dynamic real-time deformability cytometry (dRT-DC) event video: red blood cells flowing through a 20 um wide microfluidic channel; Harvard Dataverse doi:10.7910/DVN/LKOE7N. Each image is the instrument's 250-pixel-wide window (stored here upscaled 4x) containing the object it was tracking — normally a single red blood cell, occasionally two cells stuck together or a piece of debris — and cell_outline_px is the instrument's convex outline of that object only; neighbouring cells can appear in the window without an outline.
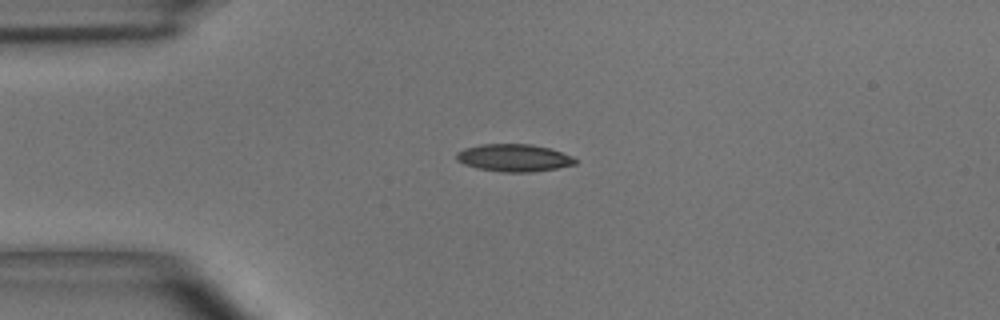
{"species": "common noctule bat (a hibernating species)", "species_latin": "Nyctalus noctula", "temperature_condition": "room temperature", "stored_images_in_passage": 43, "camera_frame_rate_fps": 3000, "um_per_image_px": 0.085, "animal": {"sex": "male", "body_mass_g": 15.6}, "frame": {"image": 1, "passage_image": 5, "time_ms": 1.333, "image_size_px": [1000, 320], "cell_outline_px": [[576, 164], [556, 168], [528, 172], [504, 172], [476, 168], [464, 164], [456, 160], [456, 152], [464, 148], [480, 144], [532, 144], [548, 148], [572, 156], [576, 160]], "centroid_in_image_um": [43.63, 13.41], "position_along_channel_um": 41.4, "area_um2": 18.9}}
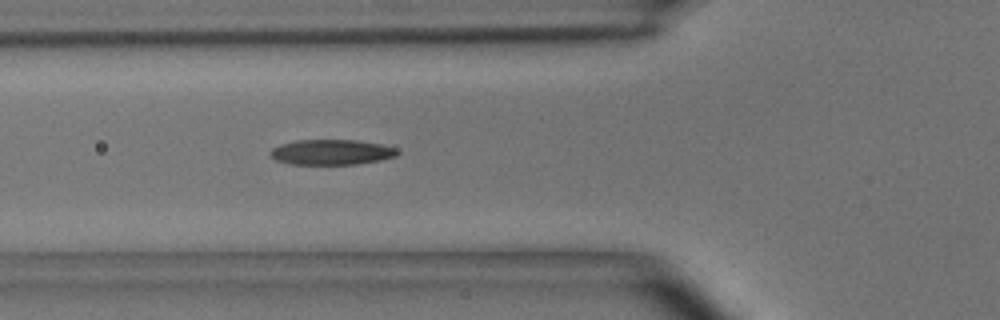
{"frame": {"image": 2, "passage_image": 11, "time_ms": 3.333, "image_size_px": [1000, 320], "cell_outline_px": [[400, 152], [396, 156], [380, 160], [356, 164], [288, 164], [276, 160], [268, 156], [268, 152], [272, 148], [280, 144], [296, 140], [360, 140], [380, 144], [396, 148]], "centroid_in_image_um": [28.14, 12.93], "position_along_channel_um": 97.7, "area_um2": 18.9}}
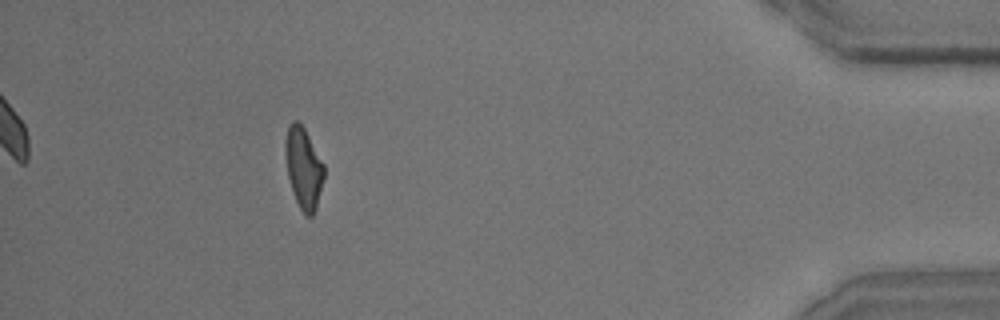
{"frame": {"image": 3, "passage_image": 39, "time_ms": 12.667, "image_size_px": [1000, 320], "cell_outline_px": [[324, 176], [316, 208], [312, 216], [304, 216], [292, 192], [288, 176], [284, 152], [284, 140], [288, 124], [292, 120], [296, 120], [304, 128], [324, 164]], "centroid_in_image_um": [25.77, 14.26], "position_along_channel_um": 409.4, "area_um2": 18.38}, "authors_computed_cell_mechanics": {"area_um2": 18.6116, "velocity_mm_per_s": 3.9352, "shape_relaxation_time_tau1_ms": 4.0282, "shape_relaxation_time_tau2_ms": 2.1987, "deformation_change_tau1": 0.1644, "deformation_change_tau2": 0.1004}}